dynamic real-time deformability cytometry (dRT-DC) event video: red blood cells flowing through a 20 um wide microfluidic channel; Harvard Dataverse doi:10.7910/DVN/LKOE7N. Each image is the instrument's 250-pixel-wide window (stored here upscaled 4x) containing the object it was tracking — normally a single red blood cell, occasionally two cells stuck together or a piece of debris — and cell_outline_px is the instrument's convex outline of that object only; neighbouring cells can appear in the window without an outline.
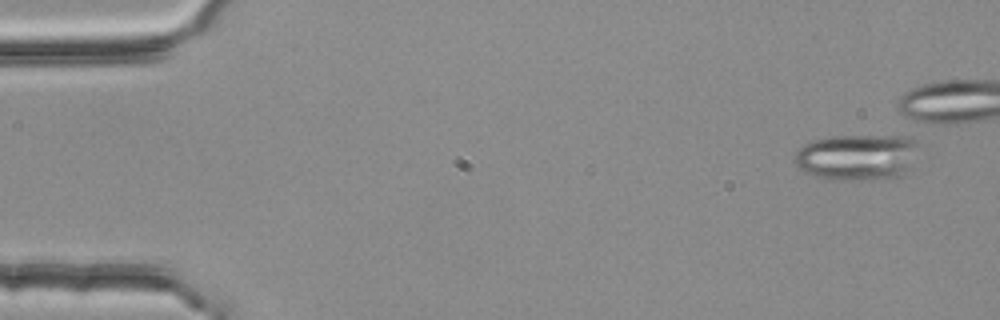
{"species": "common noctule bat (a hibernating species)", "species_latin": "Nyctalus noctula", "temperature_condition": "room temperature", "stored_images_in_passage": 4, "camera_frame_rate_fps": 3000, "um_per_image_px": 0.085, "animal": {"sex": "female", "body_mass_g": 25.1}, "frame": {"image": 1, "passage_image": 3, "time_ms": 0.667, "image_size_px": [1000, 320], "cell_outline_px": [[920, 144], [904, 176], [872, 180], [832, 180], [816, 176], [804, 172], [796, 164], [796, 152], [804, 144], [812, 140], [832, 136], [904, 136], [916, 140]], "centroid_in_image_um": [72.87, 13.36], "position_along_channel_um": 12.1, "area_um2": 33.52}}